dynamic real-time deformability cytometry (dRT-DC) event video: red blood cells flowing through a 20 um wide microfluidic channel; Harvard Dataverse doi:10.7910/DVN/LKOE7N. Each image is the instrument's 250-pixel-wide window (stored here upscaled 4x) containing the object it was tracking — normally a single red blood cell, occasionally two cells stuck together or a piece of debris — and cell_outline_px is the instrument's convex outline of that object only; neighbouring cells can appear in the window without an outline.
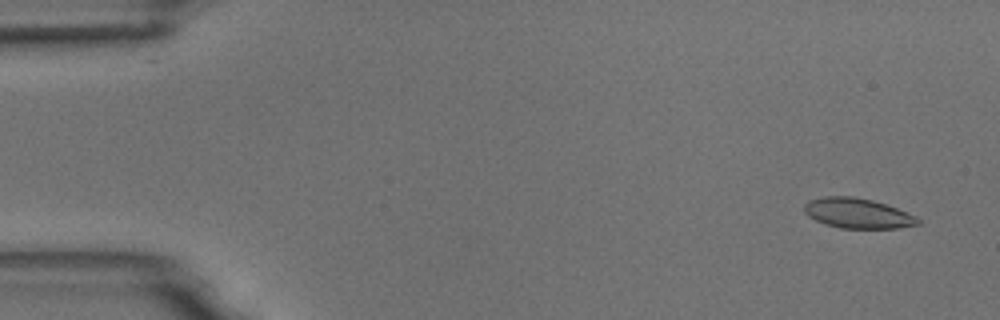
{"species": "common noctule bat (a hibernating species)", "species_latin": "Nyctalus noctula", "temperature_condition": "room temperature", "stored_images_in_passage": 4, "camera_frame_rate_fps": 3000, "um_per_image_px": 0.085, "animal": {"sex": "male", "body_mass_g": 18.8}, "frame": {"image": 1, "passage_image": 1, "time_ms": 0.0, "image_size_px": [1000, 320], "cell_outline_px": [[920, 224], [900, 228], [840, 228], [824, 224], [808, 216], [804, 212], [804, 204], [808, 200], [824, 196], [852, 196], [872, 200], [896, 208], [916, 216], [920, 220]], "centroid_in_image_um": [72.87, 18.13], "position_along_channel_um": 12.1, "area_um2": 19.94}}
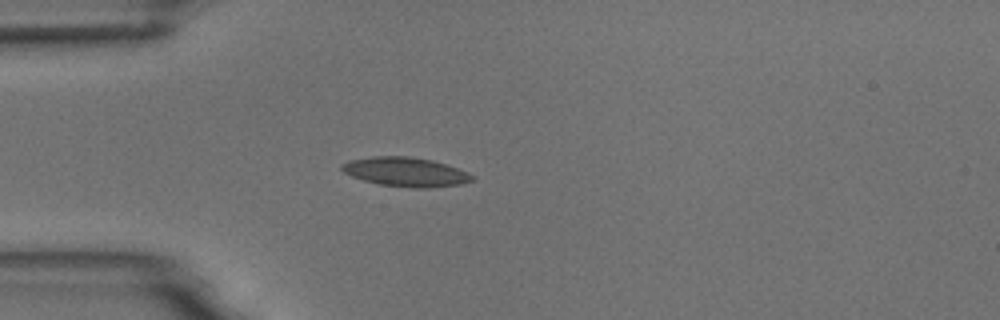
{"frame": {"image": 2, "passage_image": 4, "time_ms": 4.0, "image_size_px": [1000, 320], "cell_outline_px": [[476, 176], [472, 180], [460, 184], [428, 188], [412, 188], [380, 184], [364, 180], [352, 176], [344, 172], [340, 168], [340, 164], [348, 160], [372, 156], [408, 156], [432, 160], [468, 172]], "centroid_in_image_um": [34.45, 14.61], "position_along_channel_um": 50.5, "area_um2": 22.14}}